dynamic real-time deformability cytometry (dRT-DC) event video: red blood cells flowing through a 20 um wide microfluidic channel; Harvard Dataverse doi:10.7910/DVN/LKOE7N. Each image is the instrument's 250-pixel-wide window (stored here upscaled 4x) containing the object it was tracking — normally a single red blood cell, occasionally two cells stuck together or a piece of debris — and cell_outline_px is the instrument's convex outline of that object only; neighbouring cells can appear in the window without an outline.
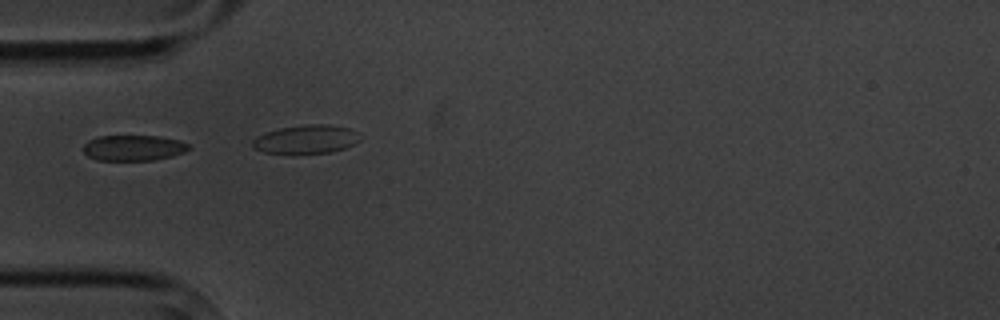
{"species": "common noctule bat (a hibernating species)", "species_latin": "Nyctalus noctula", "temperature_condition": "cold", "stored_images_in_passage": 7, "segment_of_instrument_passage": [2, 2], "camera_frame_rate_fps": 3000, "um_per_image_px": 0.085, "animal": {"sex": "male", "body_mass_g": 20.1, "forearm_length_mm": 53.5}, "frame": {"image": 1, "passage_image": 5, "time_ms": 4.667, "image_size_px": [1000, 320], "cell_outline_px": [[192, 148], [184, 152], [172, 156], [156, 160], [96, 160], [88, 156], [84, 152], [84, 144], [88, 140], [100, 136], [156, 136], [180, 140], [188, 144]], "centroid_in_image_um": [11.36, 12.57], "position_along_channel_um": 73.6, "area_um2": 15.78}}